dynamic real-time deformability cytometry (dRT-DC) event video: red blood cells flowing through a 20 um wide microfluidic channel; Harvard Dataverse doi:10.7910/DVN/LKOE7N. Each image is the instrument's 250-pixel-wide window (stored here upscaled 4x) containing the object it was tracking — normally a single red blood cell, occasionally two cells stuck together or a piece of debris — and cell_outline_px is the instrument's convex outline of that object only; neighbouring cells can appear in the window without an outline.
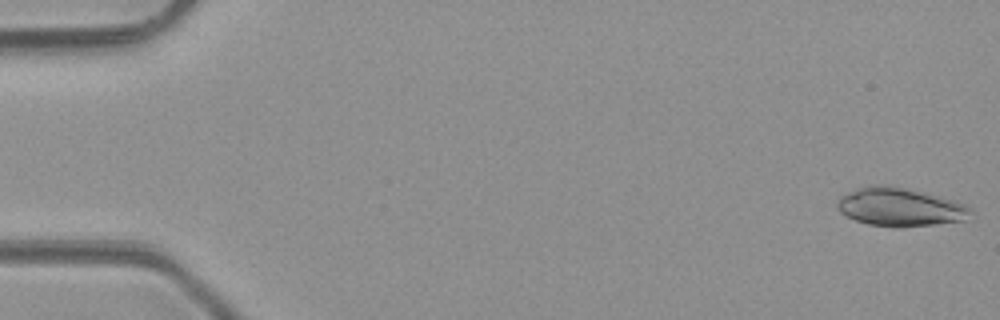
{"species": "common noctule bat (a hibernating species)", "species_latin": "Nyctalus noctula", "temperature_condition": "room temperature", "stored_images_in_passage": 4, "camera_frame_rate_fps": 3000, "um_per_image_px": 0.085, "animal": {"sex": "male", "body_mass_g": 23.1, "forearm_length_mm": 52.7}, "frame": {"image": 1, "passage_image": 1, "time_ms": 0.0, "image_size_px": [1000, 320], "cell_outline_px": [[972, 212], [964, 220], [936, 224], [900, 228], [896, 228], [868, 224], [856, 220], [840, 212], [836, 204], [840, 196], [856, 188], [872, 184], [888, 184], [940, 196], [964, 204], [972, 208]], "centroid_in_image_um": [76.48, 17.59], "position_along_channel_um": 8.5, "area_um2": 30.0}}